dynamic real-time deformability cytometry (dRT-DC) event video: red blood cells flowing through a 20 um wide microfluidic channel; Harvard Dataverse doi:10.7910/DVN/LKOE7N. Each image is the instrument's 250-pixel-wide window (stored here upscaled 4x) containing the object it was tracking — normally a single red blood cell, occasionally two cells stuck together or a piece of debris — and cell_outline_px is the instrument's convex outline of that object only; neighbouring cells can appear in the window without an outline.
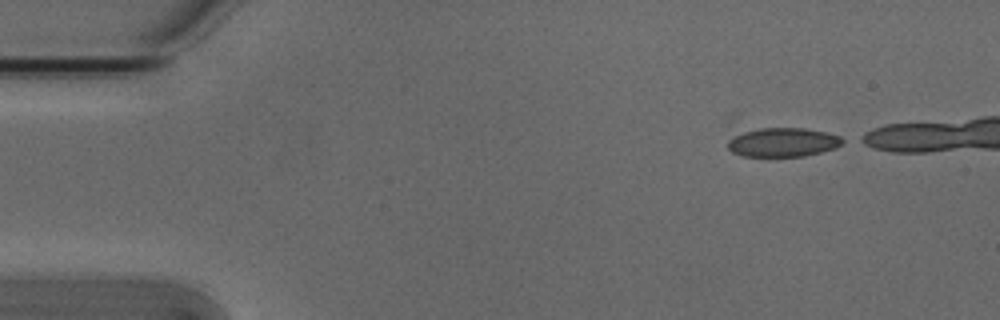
{"species": "Egyptian fruit bat (a non-hibernating species)", "species_latin": "Rousettus aegyptiacus", "temperature_condition": "cold", "stored_images_in_passage": 38, "camera_frame_rate_fps": 3000, "um_per_image_px": 0.085, "animal": {"sex": "male"}, "frame": {"image": 1, "passage_image": 1, "time_ms": 0.0, "image_size_px": [1000, 320], "cell_outline_px": [[848, 140], [836, 148], [804, 156], [740, 156], [732, 152], [728, 148], [728, 140], [732, 132], [760, 128], [804, 128], [824, 132], [840, 136]], "centroid_in_image_um": [66.49, 12.08], "position_along_channel_um": 18.5, "area_um2": 19.83}}
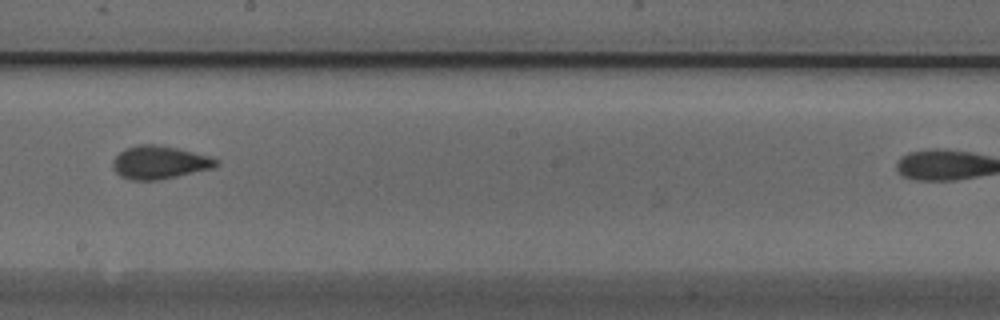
{"frame": {"image": 2, "passage_image": 25, "time_ms": 8.0, "image_size_px": [1000, 320], "cell_outline_px": [[220, 164], [216, 168], [160, 180], [132, 180], [120, 176], [112, 168], [112, 160], [124, 148], [136, 144], [156, 144], [176, 148], [208, 156], [220, 160]], "centroid_in_image_um": [13.56, 13.81], "position_along_channel_um": 234.6, "area_um2": 20.23}}
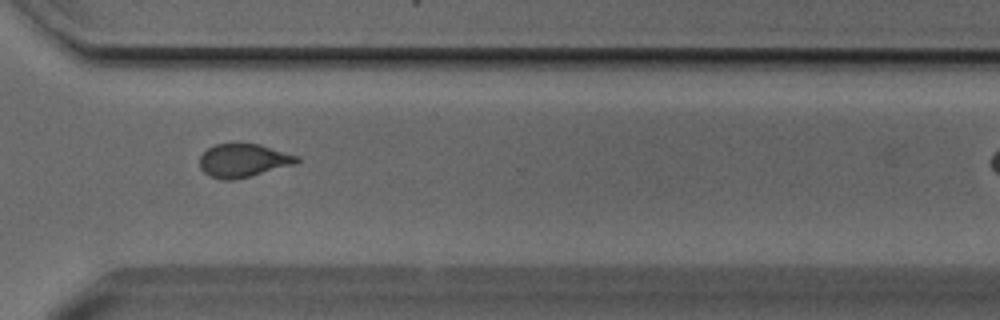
{"frame": {"image": 3, "passage_image": 34, "time_ms": 11.0, "image_size_px": [1000, 320], "cell_outline_px": [[300, 160], [296, 164], [236, 180], [220, 180], [208, 176], [200, 168], [200, 156], [208, 148], [216, 144], [260, 144], [300, 156]], "centroid_in_image_um": [20.7, 13.66], "position_along_channel_um": 349.9, "area_um2": 19.07}}